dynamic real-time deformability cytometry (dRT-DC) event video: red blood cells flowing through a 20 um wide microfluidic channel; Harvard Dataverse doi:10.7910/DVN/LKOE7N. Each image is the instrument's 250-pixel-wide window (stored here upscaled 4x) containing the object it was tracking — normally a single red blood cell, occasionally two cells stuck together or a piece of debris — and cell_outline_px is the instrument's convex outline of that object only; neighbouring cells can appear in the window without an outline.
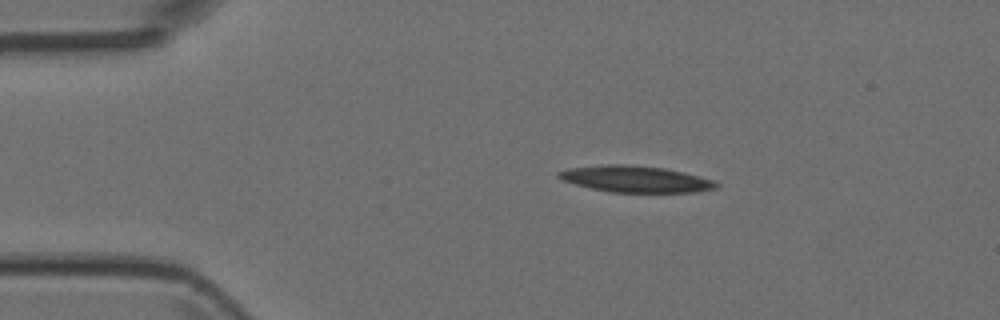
{"species": "Egyptian fruit bat (a non-hibernating species)", "species_latin": "Rousettus aegyptiacus", "temperature_condition": "room temperature", "stored_images_in_passage": 5, "camera_frame_rate_fps": 3000, "um_per_image_px": 0.085, "animal": {"sex": "female"}, "frame": {"image": 1, "passage_image": 1, "time_ms": 0.0, "image_size_px": [1000, 320], "cell_outline_px": [[720, 184], [716, 188], [696, 192], [608, 192], [576, 184], [564, 180], [556, 176], [556, 172], [568, 168], [612, 164], [624, 164], [664, 168], [684, 172], [712, 180]], "centroid_in_image_um": [54.02, 15.22], "position_along_channel_um": 31.0, "area_um2": 24.04}}
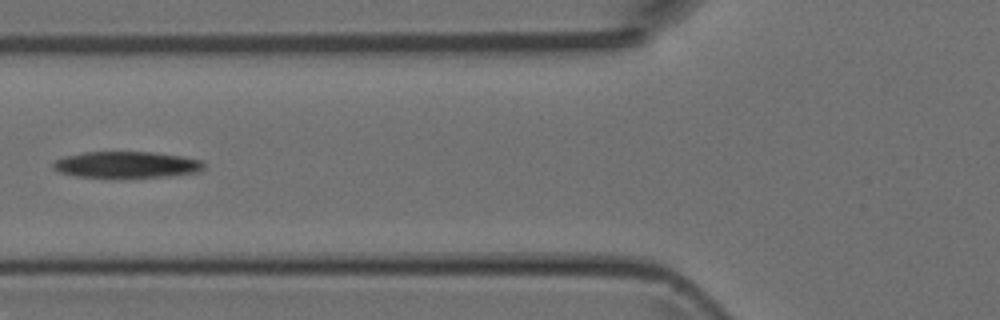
{"frame": {"image": 2, "passage_image": 4, "time_ms": 3.333, "image_size_px": [1000, 320], "cell_outline_px": [[204, 168], [200, 172], [168, 176], [128, 180], [116, 180], [76, 176], [60, 172], [52, 168], [52, 164], [56, 160], [64, 156], [84, 152], [156, 152], [204, 160]], "centroid_in_image_um": [10.77, 14.04], "position_along_channel_um": 115.0, "area_um2": 24.33}}
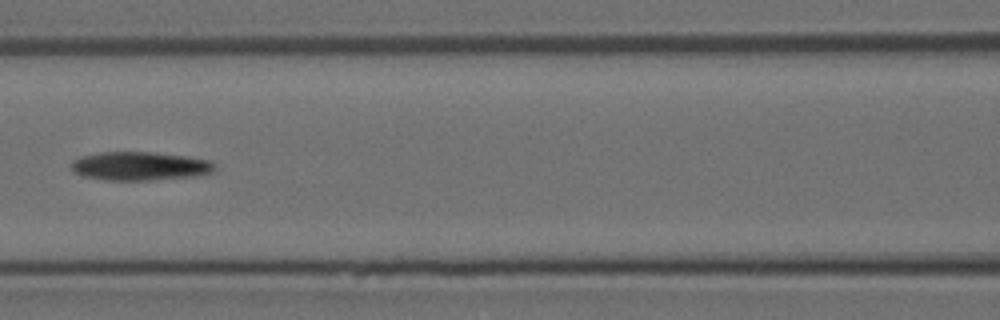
{"frame": {"image": 3, "passage_image": 5, "time_ms": 4.333, "image_size_px": [1000, 320], "cell_outline_px": [[216, 164], [212, 172], [196, 176], [148, 180], [108, 180], [84, 176], [76, 172], [72, 168], [72, 160], [80, 156], [100, 152], [156, 152], [212, 160]], "centroid_in_image_um": [11.92, 14.1], "position_along_channel_um": 154.7, "area_um2": 23.87}}